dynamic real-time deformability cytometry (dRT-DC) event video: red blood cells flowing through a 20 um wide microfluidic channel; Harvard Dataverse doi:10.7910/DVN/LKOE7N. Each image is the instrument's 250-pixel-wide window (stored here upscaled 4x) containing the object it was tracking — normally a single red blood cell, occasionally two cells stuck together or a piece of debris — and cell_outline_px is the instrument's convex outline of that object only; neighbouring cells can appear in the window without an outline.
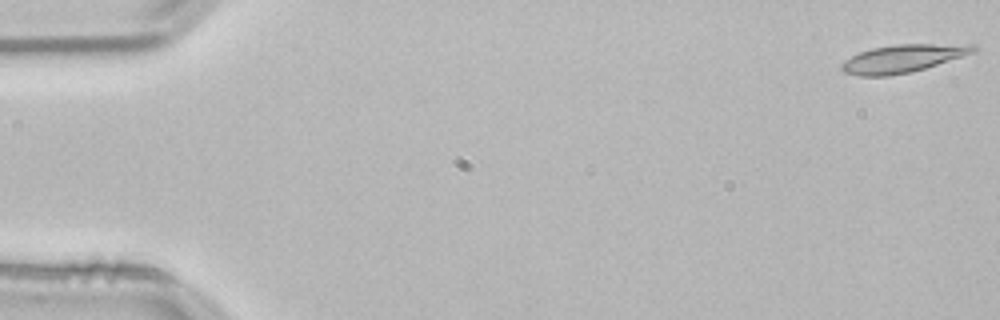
{"species": "common noctule bat (a hibernating species)", "species_latin": "Nyctalus noctula", "temperature_condition": "room temperature", "stored_images_in_passage": 53, "camera_frame_rate_fps": 3000, "um_per_image_px": 0.085, "animal": {"sex": "male", "body_mass_g": 21.5, "forearm_length_mm": 52.0}, "frame": {"image": 1, "passage_image": 1, "time_ms": 0.0, "image_size_px": [1000, 320], "cell_outline_px": [[976, 52], [912, 72], [888, 76], [860, 76], [844, 72], [840, 68], [840, 64], [844, 60], [860, 52], [872, 48], [896, 44], [976, 44]], "centroid_in_image_um": [76.74, 4.97], "position_along_channel_um": 8.3, "area_um2": 21.44}}
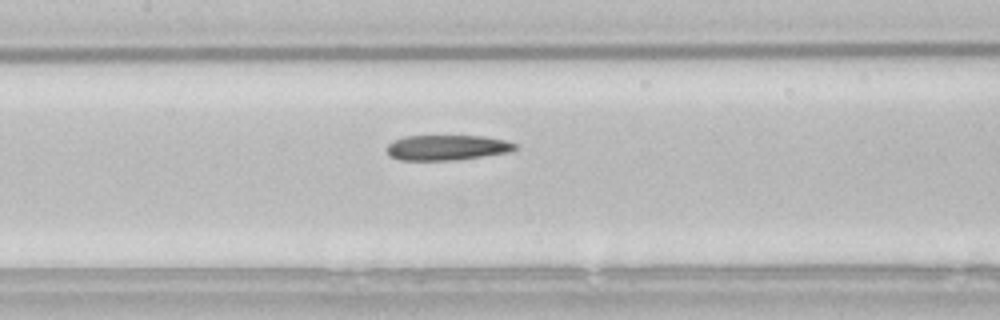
{"frame": {"image": 2, "passage_image": 25, "time_ms": 8.0, "image_size_px": [1000, 320], "cell_outline_px": [[516, 148], [512, 152], [460, 160], [400, 160], [388, 156], [384, 148], [388, 144], [404, 136], [484, 136], [504, 140], [516, 144]], "centroid_in_image_um": [37.98, 12.56], "position_along_channel_um": 169.4, "area_um2": 19.13}}
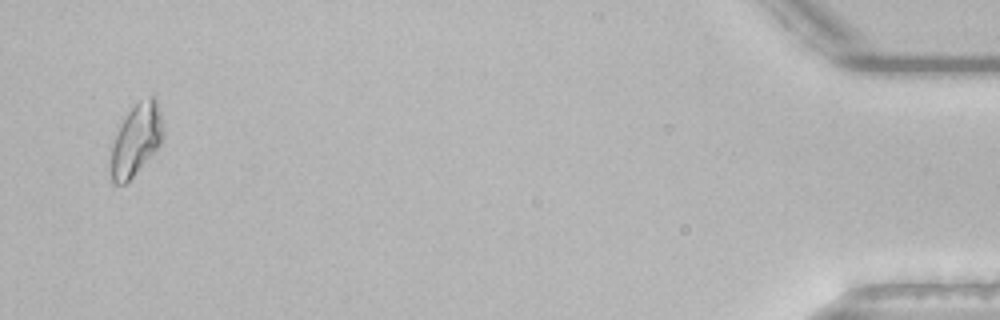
{"frame": {"image": 3, "passage_image": 52, "time_ms": 17.0, "image_size_px": [1000, 320], "cell_outline_px": [[164, 132], [160, 144], [132, 176], [124, 184], [112, 184], [104, 168], [116, 132], [128, 112], [140, 100], [148, 96], [156, 96], [160, 112]], "centroid_in_image_um": [11.47, 11.94], "position_along_channel_um": 423.7, "area_um2": 22.37}, "authors_computed_cell_mechanics": {"area_um2": 19.8254, "velocity_mm_per_s": 3.7971, "shape_relaxation_time_tau1_ms": 8.517, "shape_relaxation_time_tau2_ms": null, "deformation_change_tau1": 0.1948, "deformation_change_tau2": null}}